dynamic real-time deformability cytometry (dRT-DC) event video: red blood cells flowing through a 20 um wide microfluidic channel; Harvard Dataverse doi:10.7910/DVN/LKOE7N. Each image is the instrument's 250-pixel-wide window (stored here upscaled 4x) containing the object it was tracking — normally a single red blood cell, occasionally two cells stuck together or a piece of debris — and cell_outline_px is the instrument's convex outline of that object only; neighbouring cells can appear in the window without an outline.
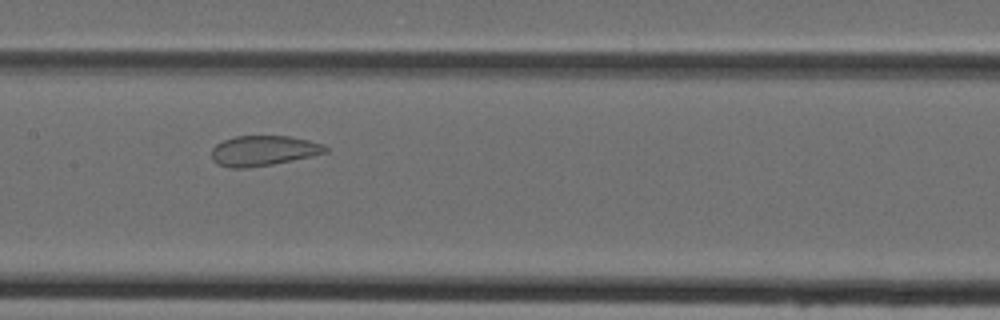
{"species": "Egyptian fruit bat (a non-hibernating species)", "species_latin": "Rousettus aegyptiacus", "temperature_condition": "cold", "stored_images_in_passage": 46, "camera_frame_rate_fps": 3000, "um_per_image_px": 0.085, "animal": {"sex": "female"}, "frame": {"image": 1, "passage_image": 22, "time_ms": 7.0, "image_size_px": [1000, 320], "cell_outline_px": [[328, 152], [292, 160], [272, 164], [248, 168], [228, 168], [216, 164], [212, 160], [212, 148], [216, 144], [224, 140], [236, 136], [288, 136], [308, 140], [324, 144], [328, 148]], "centroid_in_image_um": [22.36, 12.81], "position_along_channel_um": 185.0, "area_um2": 20.06}}
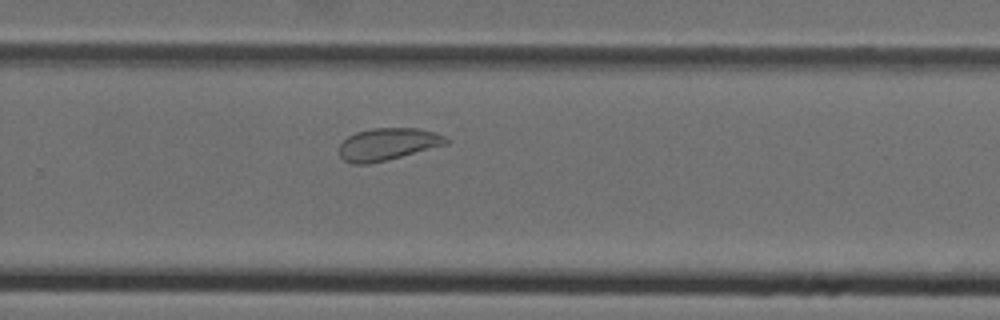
{"frame": {"image": 2, "passage_image": 30, "time_ms": 9.667, "image_size_px": [1000, 320], "cell_outline_px": [[452, 140], [448, 144], [388, 160], [368, 164], [352, 164], [344, 160], [340, 156], [340, 144], [348, 136], [356, 132], [372, 128], [416, 128], [436, 132]], "centroid_in_image_um": [32.99, 12.25], "position_along_channel_um": 296.8, "area_um2": 20.23}}
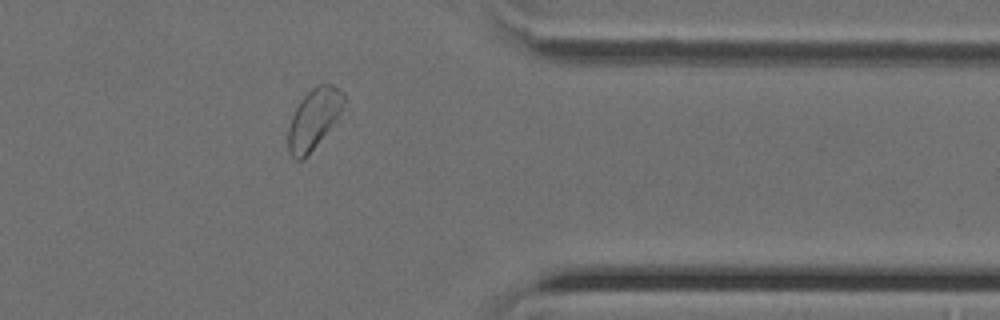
{"frame": {"image": 3, "passage_image": 37, "time_ms": 12.0, "image_size_px": [1000, 320], "cell_outline_px": [[344, 104], [336, 120], [304, 160], [296, 160], [288, 152], [288, 128], [292, 116], [300, 100], [312, 88], [320, 84], [332, 84], [344, 92]], "centroid_in_image_um": [26.66, 10.11], "position_along_channel_um": 384.7, "area_um2": 19.31}}